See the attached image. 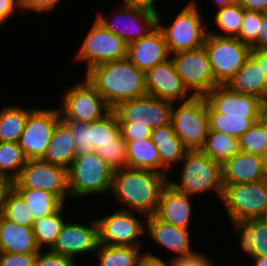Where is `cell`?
I'll use <instances>...</instances> for the list:
<instances>
[{
	"mask_svg": "<svg viewBox=\"0 0 267 266\" xmlns=\"http://www.w3.org/2000/svg\"><path fill=\"white\" fill-rule=\"evenodd\" d=\"M168 178L158 172L125 167L113 171L109 197L123 210L152 216Z\"/></svg>",
	"mask_w": 267,
	"mask_h": 266,
	"instance_id": "1",
	"label": "cell"
},
{
	"mask_svg": "<svg viewBox=\"0 0 267 266\" xmlns=\"http://www.w3.org/2000/svg\"><path fill=\"white\" fill-rule=\"evenodd\" d=\"M112 109L147 95L145 73L127 58L99 64L84 74Z\"/></svg>",
	"mask_w": 267,
	"mask_h": 266,
	"instance_id": "2",
	"label": "cell"
},
{
	"mask_svg": "<svg viewBox=\"0 0 267 266\" xmlns=\"http://www.w3.org/2000/svg\"><path fill=\"white\" fill-rule=\"evenodd\" d=\"M179 178L168 177L167 184L174 190L196 198L213 193L221 200L223 194L221 164L211 160L200 149L187 150L180 162ZM203 194V195H201Z\"/></svg>",
	"mask_w": 267,
	"mask_h": 266,
	"instance_id": "3",
	"label": "cell"
},
{
	"mask_svg": "<svg viewBox=\"0 0 267 266\" xmlns=\"http://www.w3.org/2000/svg\"><path fill=\"white\" fill-rule=\"evenodd\" d=\"M197 2L198 0H189L183 8L180 7L179 12L170 17V24H165V16L158 12L157 26L163 33L169 54L194 50L204 45L208 22L204 20V10Z\"/></svg>",
	"mask_w": 267,
	"mask_h": 266,
	"instance_id": "4",
	"label": "cell"
},
{
	"mask_svg": "<svg viewBox=\"0 0 267 266\" xmlns=\"http://www.w3.org/2000/svg\"><path fill=\"white\" fill-rule=\"evenodd\" d=\"M113 169L96 151L77 155L68 169L70 197L108 196L111 191ZM96 194V195H95Z\"/></svg>",
	"mask_w": 267,
	"mask_h": 266,
	"instance_id": "5",
	"label": "cell"
},
{
	"mask_svg": "<svg viewBox=\"0 0 267 266\" xmlns=\"http://www.w3.org/2000/svg\"><path fill=\"white\" fill-rule=\"evenodd\" d=\"M118 5L115 6L116 9L115 7L112 9L110 16L106 15V17L105 12L97 11L94 18L127 45L147 36L157 27L159 11L128 1H121Z\"/></svg>",
	"mask_w": 267,
	"mask_h": 266,
	"instance_id": "6",
	"label": "cell"
},
{
	"mask_svg": "<svg viewBox=\"0 0 267 266\" xmlns=\"http://www.w3.org/2000/svg\"><path fill=\"white\" fill-rule=\"evenodd\" d=\"M74 83L61 93V121L92 123L112 110L86 76Z\"/></svg>",
	"mask_w": 267,
	"mask_h": 266,
	"instance_id": "7",
	"label": "cell"
},
{
	"mask_svg": "<svg viewBox=\"0 0 267 266\" xmlns=\"http://www.w3.org/2000/svg\"><path fill=\"white\" fill-rule=\"evenodd\" d=\"M171 123L176 136L188 150L200 149L209 130L205 97L173 103Z\"/></svg>",
	"mask_w": 267,
	"mask_h": 266,
	"instance_id": "8",
	"label": "cell"
},
{
	"mask_svg": "<svg viewBox=\"0 0 267 266\" xmlns=\"http://www.w3.org/2000/svg\"><path fill=\"white\" fill-rule=\"evenodd\" d=\"M217 85H226L250 56L251 47L235 37L207 33L204 42Z\"/></svg>",
	"mask_w": 267,
	"mask_h": 266,
	"instance_id": "9",
	"label": "cell"
},
{
	"mask_svg": "<svg viewBox=\"0 0 267 266\" xmlns=\"http://www.w3.org/2000/svg\"><path fill=\"white\" fill-rule=\"evenodd\" d=\"M85 38L78 46L74 59L77 63H85L83 72L93 67L115 60L127 58V44L118 36L105 29L95 18Z\"/></svg>",
	"mask_w": 267,
	"mask_h": 266,
	"instance_id": "10",
	"label": "cell"
},
{
	"mask_svg": "<svg viewBox=\"0 0 267 266\" xmlns=\"http://www.w3.org/2000/svg\"><path fill=\"white\" fill-rule=\"evenodd\" d=\"M104 213L106 216L96 218L100 244L143 247L146 216L118 208L110 214Z\"/></svg>",
	"mask_w": 267,
	"mask_h": 266,
	"instance_id": "11",
	"label": "cell"
},
{
	"mask_svg": "<svg viewBox=\"0 0 267 266\" xmlns=\"http://www.w3.org/2000/svg\"><path fill=\"white\" fill-rule=\"evenodd\" d=\"M220 202L231 222L259 219L267 208V189L262 180L223 185V194L218 203Z\"/></svg>",
	"mask_w": 267,
	"mask_h": 266,
	"instance_id": "12",
	"label": "cell"
},
{
	"mask_svg": "<svg viewBox=\"0 0 267 266\" xmlns=\"http://www.w3.org/2000/svg\"><path fill=\"white\" fill-rule=\"evenodd\" d=\"M13 188L41 189L56 195L64 204L69 200L68 170L39 160H27L18 177L11 182Z\"/></svg>",
	"mask_w": 267,
	"mask_h": 266,
	"instance_id": "13",
	"label": "cell"
},
{
	"mask_svg": "<svg viewBox=\"0 0 267 266\" xmlns=\"http://www.w3.org/2000/svg\"><path fill=\"white\" fill-rule=\"evenodd\" d=\"M61 121L56 107H34L29 113L18 145L27 160L43 159L56 125Z\"/></svg>",
	"mask_w": 267,
	"mask_h": 266,
	"instance_id": "14",
	"label": "cell"
},
{
	"mask_svg": "<svg viewBox=\"0 0 267 266\" xmlns=\"http://www.w3.org/2000/svg\"><path fill=\"white\" fill-rule=\"evenodd\" d=\"M170 58L177 74L194 97H204L217 86L204 46L170 54Z\"/></svg>",
	"mask_w": 267,
	"mask_h": 266,
	"instance_id": "15",
	"label": "cell"
},
{
	"mask_svg": "<svg viewBox=\"0 0 267 266\" xmlns=\"http://www.w3.org/2000/svg\"><path fill=\"white\" fill-rule=\"evenodd\" d=\"M172 106V102L145 95L120 102L112 111L119 123H133L154 129L171 122Z\"/></svg>",
	"mask_w": 267,
	"mask_h": 266,
	"instance_id": "16",
	"label": "cell"
},
{
	"mask_svg": "<svg viewBox=\"0 0 267 266\" xmlns=\"http://www.w3.org/2000/svg\"><path fill=\"white\" fill-rule=\"evenodd\" d=\"M81 222L67 219L49 251L73 259L77 257L76 260L78 257L80 259V255L83 258L88 253L94 255L99 244L97 220L94 218Z\"/></svg>",
	"mask_w": 267,
	"mask_h": 266,
	"instance_id": "17",
	"label": "cell"
},
{
	"mask_svg": "<svg viewBox=\"0 0 267 266\" xmlns=\"http://www.w3.org/2000/svg\"><path fill=\"white\" fill-rule=\"evenodd\" d=\"M145 80L147 95L172 103L185 102L194 97L177 74L171 58L148 70Z\"/></svg>",
	"mask_w": 267,
	"mask_h": 266,
	"instance_id": "18",
	"label": "cell"
},
{
	"mask_svg": "<svg viewBox=\"0 0 267 266\" xmlns=\"http://www.w3.org/2000/svg\"><path fill=\"white\" fill-rule=\"evenodd\" d=\"M204 97L217 113L243 118H260L263 102L260 98L233 92L226 85H217Z\"/></svg>",
	"mask_w": 267,
	"mask_h": 266,
	"instance_id": "19",
	"label": "cell"
},
{
	"mask_svg": "<svg viewBox=\"0 0 267 266\" xmlns=\"http://www.w3.org/2000/svg\"><path fill=\"white\" fill-rule=\"evenodd\" d=\"M192 230L176 227L158 219L155 215L146 218V232L144 238H151L162 250L175 254L173 257L193 252Z\"/></svg>",
	"mask_w": 267,
	"mask_h": 266,
	"instance_id": "20",
	"label": "cell"
},
{
	"mask_svg": "<svg viewBox=\"0 0 267 266\" xmlns=\"http://www.w3.org/2000/svg\"><path fill=\"white\" fill-rule=\"evenodd\" d=\"M169 58L163 33L158 26L147 36L127 45V59L144 73Z\"/></svg>",
	"mask_w": 267,
	"mask_h": 266,
	"instance_id": "21",
	"label": "cell"
},
{
	"mask_svg": "<svg viewBox=\"0 0 267 266\" xmlns=\"http://www.w3.org/2000/svg\"><path fill=\"white\" fill-rule=\"evenodd\" d=\"M194 199L192 196L174 190L167 184L161 190L158 207L154 215L166 223L191 230L192 226L190 224L193 223L192 215L194 214L192 213L194 204L191 202L195 201Z\"/></svg>",
	"mask_w": 267,
	"mask_h": 266,
	"instance_id": "22",
	"label": "cell"
},
{
	"mask_svg": "<svg viewBox=\"0 0 267 266\" xmlns=\"http://www.w3.org/2000/svg\"><path fill=\"white\" fill-rule=\"evenodd\" d=\"M223 185L261 181L264 176L261 156L239 152L221 165Z\"/></svg>",
	"mask_w": 267,
	"mask_h": 266,
	"instance_id": "23",
	"label": "cell"
},
{
	"mask_svg": "<svg viewBox=\"0 0 267 266\" xmlns=\"http://www.w3.org/2000/svg\"><path fill=\"white\" fill-rule=\"evenodd\" d=\"M151 139L158 149L160 157V174L167 178L173 174L172 166L178 164L184 158L187 148L176 136L172 123L151 129Z\"/></svg>",
	"mask_w": 267,
	"mask_h": 266,
	"instance_id": "24",
	"label": "cell"
},
{
	"mask_svg": "<svg viewBox=\"0 0 267 266\" xmlns=\"http://www.w3.org/2000/svg\"><path fill=\"white\" fill-rule=\"evenodd\" d=\"M230 223L238 237V248L249 257L247 259L267 256V224L259 219L234 220Z\"/></svg>",
	"mask_w": 267,
	"mask_h": 266,
	"instance_id": "25",
	"label": "cell"
},
{
	"mask_svg": "<svg viewBox=\"0 0 267 266\" xmlns=\"http://www.w3.org/2000/svg\"><path fill=\"white\" fill-rule=\"evenodd\" d=\"M226 86L233 92L252 95L262 101L267 100V78L261 65L251 56L245 60Z\"/></svg>",
	"mask_w": 267,
	"mask_h": 266,
	"instance_id": "26",
	"label": "cell"
},
{
	"mask_svg": "<svg viewBox=\"0 0 267 266\" xmlns=\"http://www.w3.org/2000/svg\"><path fill=\"white\" fill-rule=\"evenodd\" d=\"M32 227L16 224L0 213V252L37 253Z\"/></svg>",
	"mask_w": 267,
	"mask_h": 266,
	"instance_id": "27",
	"label": "cell"
},
{
	"mask_svg": "<svg viewBox=\"0 0 267 266\" xmlns=\"http://www.w3.org/2000/svg\"><path fill=\"white\" fill-rule=\"evenodd\" d=\"M77 156L76 146L69 127L60 121L53 132L43 161L69 169Z\"/></svg>",
	"mask_w": 267,
	"mask_h": 266,
	"instance_id": "28",
	"label": "cell"
},
{
	"mask_svg": "<svg viewBox=\"0 0 267 266\" xmlns=\"http://www.w3.org/2000/svg\"><path fill=\"white\" fill-rule=\"evenodd\" d=\"M244 8L238 1L224 7L215 8L211 19L216 30H212L211 20L208 23V33L221 37H237L240 32ZM216 12V13H215ZM210 26V27H209ZM218 28V29H217Z\"/></svg>",
	"mask_w": 267,
	"mask_h": 266,
	"instance_id": "29",
	"label": "cell"
},
{
	"mask_svg": "<svg viewBox=\"0 0 267 266\" xmlns=\"http://www.w3.org/2000/svg\"><path fill=\"white\" fill-rule=\"evenodd\" d=\"M0 109V142H18L33 106L6 104Z\"/></svg>",
	"mask_w": 267,
	"mask_h": 266,
	"instance_id": "30",
	"label": "cell"
},
{
	"mask_svg": "<svg viewBox=\"0 0 267 266\" xmlns=\"http://www.w3.org/2000/svg\"><path fill=\"white\" fill-rule=\"evenodd\" d=\"M127 167L146 169L160 173V157L151 137L134 142H126Z\"/></svg>",
	"mask_w": 267,
	"mask_h": 266,
	"instance_id": "31",
	"label": "cell"
},
{
	"mask_svg": "<svg viewBox=\"0 0 267 266\" xmlns=\"http://www.w3.org/2000/svg\"><path fill=\"white\" fill-rule=\"evenodd\" d=\"M143 247L98 244L94 255L98 266H137Z\"/></svg>",
	"mask_w": 267,
	"mask_h": 266,
	"instance_id": "32",
	"label": "cell"
},
{
	"mask_svg": "<svg viewBox=\"0 0 267 266\" xmlns=\"http://www.w3.org/2000/svg\"><path fill=\"white\" fill-rule=\"evenodd\" d=\"M68 203H65L59 210L51 215L38 218L34 221L33 232L37 247L40 250H49L55 243L68 215H63L65 209L67 210Z\"/></svg>",
	"mask_w": 267,
	"mask_h": 266,
	"instance_id": "33",
	"label": "cell"
},
{
	"mask_svg": "<svg viewBox=\"0 0 267 266\" xmlns=\"http://www.w3.org/2000/svg\"><path fill=\"white\" fill-rule=\"evenodd\" d=\"M200 150L211 160L222 165L240 152L239 140L219 131H208Z\"/></svg>",
	"mask_w": 267,
	"mask_h": 266,
	"instance_id": "34",
	"label": "cell"
},
{
	"mask_svg": "<svg viewBox=\"0 0 267 266\" xmlns=\"http://www.w3.org/2000/svg\"><path fill=\"white\" fill-rule=\"evenodd\" d=\"M32 211V219L44 218L59 210L64 203L54 194L41 189L14 188Z\"/></svg>",
	"mask_w": 267,
	"mask_h": 266,
	"instance_id": "35",
	"label": "cell"
},
{
	"mask_svg": "<svg viewBox=\"0 0 267 266\" xmlns=\"http://www.w3.org/2000/svg\"><path fill=\"white\" fill-rule=\"evenodd\" d=\"M207 115L209 124L208 131H219L235 138H239L256 121L260 120V118H243L217 113L208 103Z\"/></svg>",
	"mask_w": 267,
	"mask_h": 266,
	"instance_id": "36",
	"label": "cell"
},
{
	"mask_svg": "<svg viewBox=\"0 0 267 266\" xmlns=\"http://www.w3.org/2000/svg\"><path fill=\"white\" fill-rule=\"evenodd\" d=\"M91 146L96 150L108 144H116L121 137L119 121L111 110L103 118L90 123Z\"/></svg>",
	"mask_w": 267,
	"mask_h": 266,
	"instance_id": "37",
	"label": "cell"
},
{
	"mask_svg": "<svg viewBox=\"0 0 267 266\" xmlns=\"http://www.w3.org/2000/svg\"><path fill=\"white\" fill-rule=\"evenodd\" d=\"M24 198L11 186L2 201L0 213L16 224L33 227L32 211Z\"/></svg>",
	"mask_w": 267,
	"mask_h": 266,
	"instance_id": "38",
	"label": "cell"
},
{
	"mask_svg": "<svg viewBox=\"0 0 267 266\" xmlns=\"http://www.w3.org/2000/svg\"><path fill=\"white\" fill-rule=\"evenodd\" d=\"M27 162L18 142H0V174L13 182Z\"/></svg>",
	"mask_w": 267,
	"mask_h": 266,
	"instance_id": "39",
	"label": "cell"
},
{
	"mask_svg": "<svg viewBox=\"0 0 267 266\" xmlns=\"http://www.w3.org/2000/svg\"><path fill=\"white\" fill-rule=\"evenodd\" d=\"M238 140L241 152L262 157L267 152V127L258 120Z\"/></svg>",
	"mask_w": 267,
	"mask_h": 266,
	"instance_id": "40",
	"label": "cell"
},
{
	"mask_svg": "<svg viewBox=\"0 0 267 266\" xmlns=\"http://www.w3.org/2000/svg\"><path fill=\"white\" fill-rule=\"evenodd\" d=\"M96 152L113 171L127 167V146L122 137L117 139L116 144L104 145Z\"/></svg>",
	"mask_w": 267,
	"mask_h": 266,
	"instance_id": "41",
	"label": "cell"
},
{
	"mask_svg": "<svg viewBox=\"0 0 267 266\" xmlns=\"http://www.w3.org/2000/svg\"><path fill=\"white\" fill-rule=\"evenodd\" d=\"M260 23L261 12L244 10L240 32L236 38L251 47L257 41Z\"/></svg>",
	"mask_w": 267,
	"mask_h": 266,
	"instance_id": "42",
	"label": "cell"
},
{
	"mask_svg": "<svg viewBox=\"0 0 267 266\" xmlns=\"http://www.w3.org/2000/svg\"><path fill=\"white\" fill-rule=\"evenodd\" d=\"M70 129L75 142L77 155L94 152L91 146L90 123L64 122Z\"/></svg>",
	"mask_w": 267,
	"mask_h": 266,
	"instance_id": "43",
	"label": "cell"
},
{
	"mask_svg": "<svg viewBox=\"0 0 267 266\" xmlns=\"http://www.w3.org/2000/svg\"><path fill=\"white\" fill-rule=\"evenodd\" d=\"M198 250L195 249L191 253L176 257L169 256L172 258L170 260L167 259V264L168 266H216V263L211 259V257L209 258L206 253L201 252L200 249Z\"/></svg>",
	"mask_w": 267,
	"mask_h": 266,
	"instance_id": "44",
	"label": "cell"
},
{
	"mask_svg": "<svg viewBox=\"0 0 267 266\" xmlns=\"http://www.w3.org/2000/svg\"><path fill=\"white\" fill-rule=\"evenodd\" d=\"M76 259L53 253L49 250H39L37 252L34 266H78Z\"/></svg>",
	"mask_w": 267,
	"mask_h": 266,
	"instance_id": "45",
	"label": "cell"
},
{
	"mask_svg": "<svg viewBox=\"0 0 267 266\" xmlns=\"http://www.w3.org/2000/svg\"><path fill=\"white\" fill-rule=\"evenodd\" d=\"M63 0H20L21 12H32L38 17L49 11L53 13L54 9L62 3ZM58 5V6H57ZM57 7V8H56Z\"/></svg>",
	"mask_w": 267,
	"mask_h": 266,
	"instance_id": "46",
	"label": "cell"
},
{
	"mask_svg": "<svg viewBox=\"0 0 267 266\" xmlns=\"http://www.w3.org/2000/svg\"><path fill=\"white\" fill-rule=\"evenodd\" d=\"M37 253L0 252V266H34Z\"/></svg>",
	"mask_w": 267,
	"mask_h": 266,
	"instance_id": "47",
	"label": "cell"
},
{
	"mask_svg": "<svg viewBox=\"0 0 267 266\" xmlns=\"http://www.w3.org/2000/svg\"><path fill=\"white\" fill-rule=\"evenodd\" d=\"M121 137L126 142L143 140L151 136V129L148 126L133 125V123H119Z\"/></svg>",
	"mask_w": 267,
	"mask_h": 266,
	"instance_id": "48",
	"label": "cell"
},
{
	"mask_svg": "<svg viewBox=\"0 0 267 266\" xmlns=\"http://www.w3.org/2000/svg\"><path fill=\"white\" fill-rule=\"evenodd\" d=\"M19 11H21L20 0H0V19L5 24L8 25Z\"/></svg>",
	"mask_w": 267,
	"mask_h": 266,
	"instance_id": "49",
	"label": "cell"
},
{
	"mask_svg": "<svg viewBox=\"0 0 267 266\" xmlns=\"http://www.w3.org/2000/svg\"><path fill=\"white\" fill-rule=\"evenodd\" d=\"M267 48V12L261 13V23L257 34V41L251 46V49Z\"/></svg>",
	"mask_w": 267,
	"mask_h": 266,
	"instance_id": "50",
	"label": "cell"
},
{
	"mask_svg": "<svg viewBox=\"0 0 267 266\" xmlns=\"http://www.w3.org/2000/svg\"><path fill=\"white\" fill-rule=\"evenodd\" d=\"M158 253L147 252L139 259L137 266H168L165 256L160 257Z\"/></svg>",
	"mask_w": 267,
	"mask_h": 266,
	"instance_id": "51",
	"label": "cell"
},
{
	"mask_svg": "<svg viewBox=\"0 0 267 266\" xmlns=\"http://www.w3.org/2000/svg\"><path fill=\"white\" fill-rule=\"evenodd\" d=\"M245 9L261 13L267 12V0H237Z\"/></svg>",
	"mask_w": 267,
	"mask_h": 266,
	"instance_id": "52",
	"label": "cell"
},
{
	"mask_svg": "<svg viewBox=\"0 0 267 266\" xmlns=\"http://www.w3.org/2000/svg\"><path fill=\"white\" fill-rule=\"evenodd\" d=\"M250 56L261 65V69L267 78V48L266 49H251Z\"/></svg>",
	"mask_w": 267,
	"mask_h": 266,
	"instance_id": "53",
	"label": "cell"
},
{
	"mask_svg": "<svg viewBox=\"0 0 267 266\" xmlns=\"http://www.w3.org/2000/svg\"><path fill=\"white\" fill-rule=\"evenodd\" d=\"M161 0H128L130 3H134L140 6L150 8L155 11H159L158 4Z\"/></svg>",
	"mask_w": 267,
	"mask_h": 266,
	"instance_id": "54",
	"label": "cell"
},
{
	"mask_svg": "<svg viewBox=\"0 0 267 266\" xmlns=\"http://www.w3.org/2000/svg\"><path fill=\"white\" fill-rule=\"evenodd\" d=\"M11 187V182L4 176L0 174V207L7 190Z\"/></svg>",
	"mask_w": 267,
	"mask_h": 266,
	"instance_id": "55",
	"label": "cell"
},
{
	"mask_svg": "<svg viewBox=\"0 0 267 266\" xmlns=\"http://www.w3.org/2000/svg\"><path fill=\"white\" fill-rule=\"evenodd\" d=\"M250 261L252 264L249 266H267V256H253Z\"/></svg>",
	"mask_w": 267,
	"mask_h": 266,
	"instance_id": "56",
	"label": "cell"
},
{
	"mask_svg": "<svg viewBox=\"0 0 267 266\" xmlns=\"http://www.w3.org/2000/svg\"><path fill=\"white\" fill-rule=\"evenodd\" d=\"M260 120L266 125L267 127V100H264L261 105V114Z\"/></svg>",
	"mask_w": 267,
	"mask_h": 266,
	"instance_id": "57",
	"label": "cell"
},
{
	"mask_svg": "<svg viewBox=\"0 0 267 266\" xmlns=\"http://www.w3.org/2000/svg\"><path fill=\"white\" fill-rule=\"evenodd\" d=\"M214 3L213 5H215L216 8H219V7H224L226 5H230V4H233L234 2H236L237 0H212Z\"/></svg>",
	"mask_w": 267,
	"mask_h": 266,
	"instance_id": "58",
	"label": "cell"
},
{
	"mask_svg": "<svg viewBox=\"0 0 267 266\" xmlns=\"http://www.w3.org/2000/svg\"><path fill=\"white\" fill-rule=\"evenodd\" d=\"M264 172L267 173V152L262 156Z\"/></svg>",
	"mask_w": 267,
	"mask_h": 266,
	"instance_id": "59",
	"label": "cell"
},
{
	"mask_svg": "<svg viewBox=\"0 0 267 266\" xmlns=\"http://www.w3.org/2000/svg\"><path fill=\"white\" fill-rule=\"evenodd\" d=\"M263 223L267 224V208L264 210L263 214L259 218Z\"/></svg>",
	"mask_w": 267,
	"mask_h": 266,
	"instance_id": "60",
	"label": "cell"
},
{
	"mask_svg": "<svg viewBox=\"0 0 267 266\" xmlns=\"http://www.w3.org/2000/svg\"><path fill=\"white\" fill-rule=\"evenodd\" d=\"M262 181L264 183L265 188L267 189V173H264V176L262 178Z\"/></svg>",
	"mask_w": 267,
	"mask_h": 266,
	"instance_id": "61",
	"label": "cell"
},
{
	"mask_svg": "<svg viewBox=\"0 0 267 266\" xmlns=\"http://www.w3.org/2000/svg\"><path fill=\"white\" fill-rule=\"evenodd\" d=\"M4 25L6 27V24L0 19V29H1V26L4 27Z\"/></svg>",
	"mask_w": 267,
	"mask_h": 266,
	"instance_id": "62",
	"label": "cell"
}]
</instances>
